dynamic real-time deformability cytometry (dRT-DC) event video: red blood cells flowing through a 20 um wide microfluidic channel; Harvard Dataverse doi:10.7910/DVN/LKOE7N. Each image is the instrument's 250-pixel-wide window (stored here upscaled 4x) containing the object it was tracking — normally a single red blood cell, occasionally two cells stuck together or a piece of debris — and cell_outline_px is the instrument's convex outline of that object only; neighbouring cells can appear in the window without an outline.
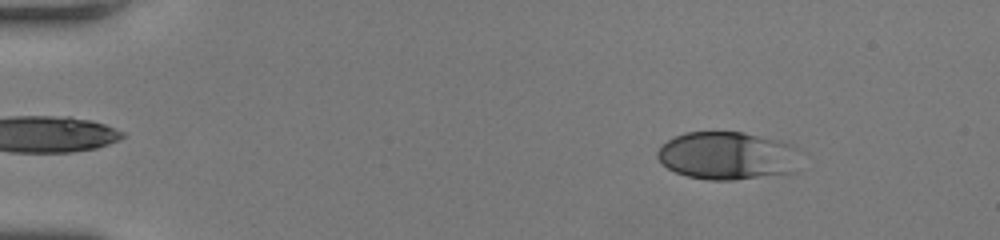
{"species": "human", "species_latin": "Homo sapiens", "temperature_condition": "room temperature", "stored_images_in_passage": 50, "camera_frame_rate_fps": 3000, "um_per_image_px": 0.085, "donor": {"sex": "female"}, "frame": {"image": 1, "passage_image": 7, "time_ms": 2.0, "image_size_px": [1000, 240], "cell_outline_px": [[796, 172], [732, 180], [708, 180], [688, 176], [676, 172], [660, 164], [656, 156], [656, 152], [660, 144], [684, 132], [744, 132], [780, 140], [792, 144], [796, 148]], "centroid_in_image_um": [61.78, 13.23], "position_along_channel_um": 23.2, "area_um2": 40.11}}
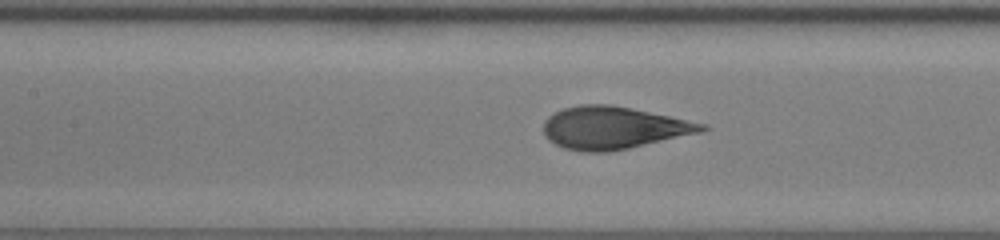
{"frame": {"image": 2, "passage_image": 24, "time_ms": 7.667, "image_size_px": [1000, 240], "cell_outline_px": [[708, 128], [704, 132], [628, 148], [608, 152], [584, 152], [564, 148], [548, 140], [544, 136], [544, 120], [548, 116], [564, 108], [580, 104], [612, 104], [708, 124]], "centroid_in_image_um": [52.15, 10.86], "position_along_channel_um": 155.3, "area_um2": 39.25}}
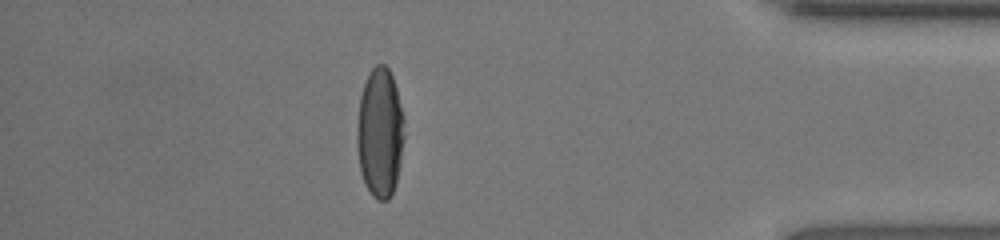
{"frame": {"image": 3, "passage_image": 44, "time_ms": 14.333, "image_size_px": [1000, 240], "cell_outline_px": [[404, 136], [400, 164], [396, 184], [392, 196], [388, 200], [376, 200], [372, 196], [364, 184], [360, 172], [356, 144], [356, 128], [360, 96], [368, 72], [376, 64], [384, 64], [388, 68], [392, 76], [396, 88], [404, 116]], "centroid_in_image_um": [32.28, 11.31], "position_along_channel_um": 402.9, "area_um2": 36.36}, "authors_computed_cell_mechanics": {"area_um2": 38.8416, "velocity_mm_per_s": 4.2318, "shape_relaxation_time_tau1_ms": 3.4377, "shape_relaxation_time_tau2_ms": null, "deformation_change_tau1": 0.2015, "deformation_change_tau2": null}}